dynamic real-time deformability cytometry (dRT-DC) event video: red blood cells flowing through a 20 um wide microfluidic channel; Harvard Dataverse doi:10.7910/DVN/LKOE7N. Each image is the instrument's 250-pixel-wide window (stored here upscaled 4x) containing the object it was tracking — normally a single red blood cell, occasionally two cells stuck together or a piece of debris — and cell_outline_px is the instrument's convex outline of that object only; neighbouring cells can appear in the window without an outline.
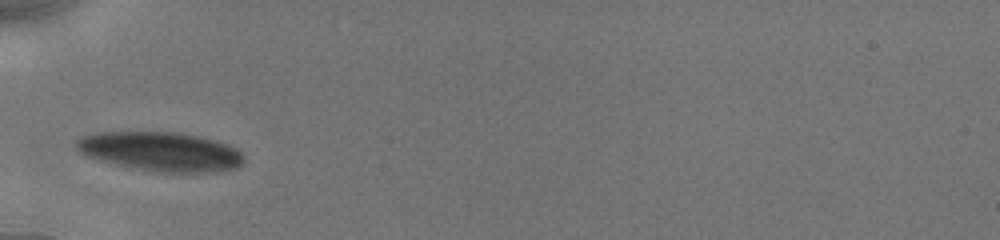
{"species": "human", "species_latin": "Homo sapiens", "temperature_condition": "cold", "stored_images_in_passage": 2, "camera_frame_rate_fps": 3000, "um_per_image_px": 0.085, "donor": {"sex": "male"}, "frame": {"image": 1, "passage_image": 1, "time_ms": 0.0, "image_size_px": [1000, 240], "cell_outline_px": [[244, 160], [236, 168], [220, 172], [160, 172], [116, 164], [84, 156], [76, 148], [76, 140], [80, 136], [96, 132], [176, 132], [200, 136], [236, 148], [244, 156]], "centroid_in_image_um": [13.63, 12.87], "position_along_channel_um": 71.4, "area_um2": 38.15}}